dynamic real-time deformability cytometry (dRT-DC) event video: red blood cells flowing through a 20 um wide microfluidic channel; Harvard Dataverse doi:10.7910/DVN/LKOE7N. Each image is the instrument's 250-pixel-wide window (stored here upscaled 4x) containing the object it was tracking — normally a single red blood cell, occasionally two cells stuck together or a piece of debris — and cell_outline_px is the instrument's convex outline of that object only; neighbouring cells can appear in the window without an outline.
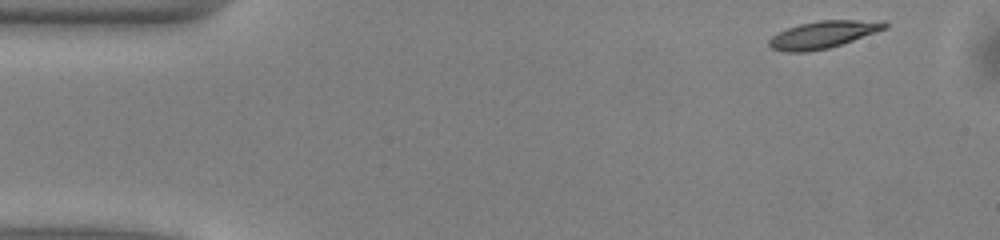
{"species": "common noctule bat (a hibernating species)", "species_latin": "Nyctalus noctula", "temperature_condition": "warm", "stored_images_in_passage": 41, "camera_frame_rate_fps": 3000, "um_per_image_px": 0.085, "animal": {"sex": "male", "body_mass_g": 13.0, "forearm_length_mm": 53.1}, "frame": {"image": 1, "passage_image": 1, "time_ms": 0.0, "image_size_px": [1000, 240], "cell_outline_px": [[888, 28], [828, 48], [804, 52], [784, 52], [772, 48], [768, 44], [768, 40], [772, 36], [788, 28], [800, 24], [820, 20], [884, 20], [888, 24]], "centroid_in_image_um": [69.98, 2.93], "position_along_channel_um": 15.0, "area_um2": 18.21}}
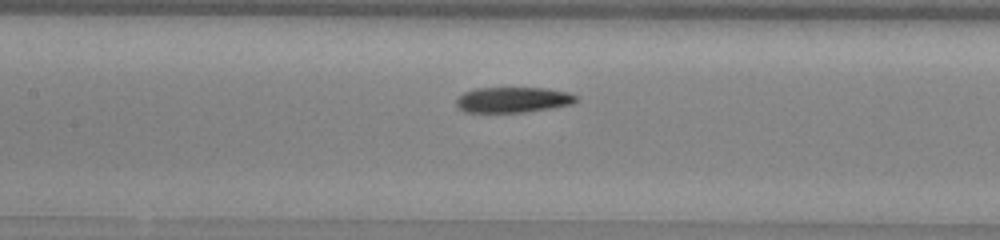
{"frame": {"image": 2, "passage_image": 20, "time_ms": 6.333, "image_size_px": [1000, 240], "cell_outline_px": [[576, 100], [572, 104], [524, 112], [464, 112], [456, 104], [456, 100], [464, 92], [476, 88], [548, 88], [568, 92], [576, 96]], "centroid_in_image_um": [43.58, 8.47], "position_along_channel_um": 163.8, "area_um2": 17.63}}
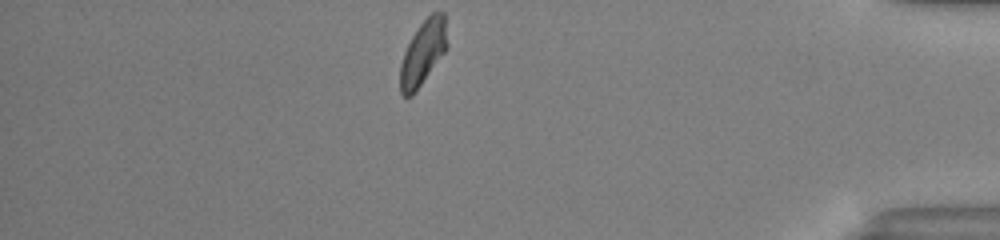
{"frame": {"image": 3, "passage_image": 41, "time_ms": 13.333, "image_size_px": [1000, 240], "cell_outline_px": [[448, 44], [444, 52], [412, 96], [404, 96], [400, 92], [400, 64], [404, 52], [412, 36], [420, 24], [432, 12], [444, 12]], "centroid_in_image_um": [35.95, 4.47], "position_along_channel_um": 399.3, "area_um2": 17.4}, "authors_computed_cell_mechanics": {"area_um2": 18.1492, "velocity_mm_per_s": 3.9853, "shape_relaxation_time_tau1_ms": 3.1981, "shape_relaxation_time_tau2_ms": 4.5599, "deformation_change_tau1": 0.163, "deformation_change_tau2": 0.1283}}